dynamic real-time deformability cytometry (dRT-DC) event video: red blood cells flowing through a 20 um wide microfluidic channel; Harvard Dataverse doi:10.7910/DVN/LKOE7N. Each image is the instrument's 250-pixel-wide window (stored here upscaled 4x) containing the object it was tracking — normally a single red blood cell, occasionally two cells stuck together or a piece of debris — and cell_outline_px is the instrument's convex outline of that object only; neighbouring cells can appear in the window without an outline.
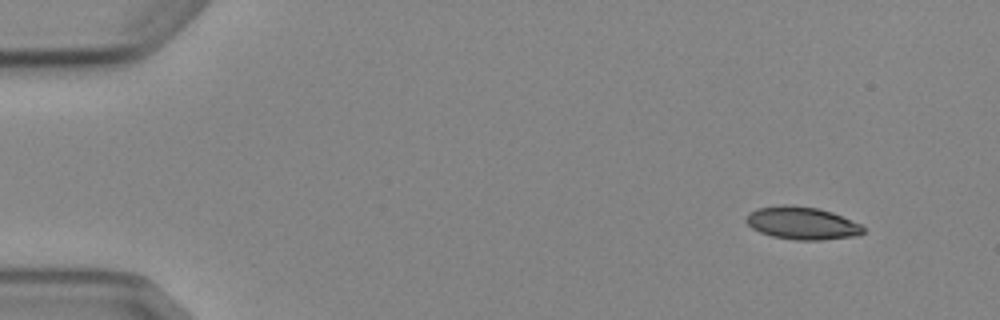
{"species": "Egyptian fruit bat (a non-hibernating species)", "species_latin": "Rousettus aegyptiacus", "temperature_condition": "cold", "stored_images_in_passage": 5, "camera_frame_rate_fps": 3000, "um_per_image_px": 0.085, "animal": {"sex": "female"}, "frame": {"image": 1, "passage_image": 1, "time_ms": 0.0, "image_size_px": [1000, 320], "cell_outline_px": [[864, 232], [856, 236], [820, 240], [796, 240], [772, 236], [760, 232], [752, 228], [744, 220], [748, 212], [756, 208], [780, 204], [784, 204], [820, 208], [832, 212], [860, 224], [864, 228]], "centroid_in_image_um": [68.13, 18.95], "position_along_channel_um": 16.9, "area_um2": 22.43}}
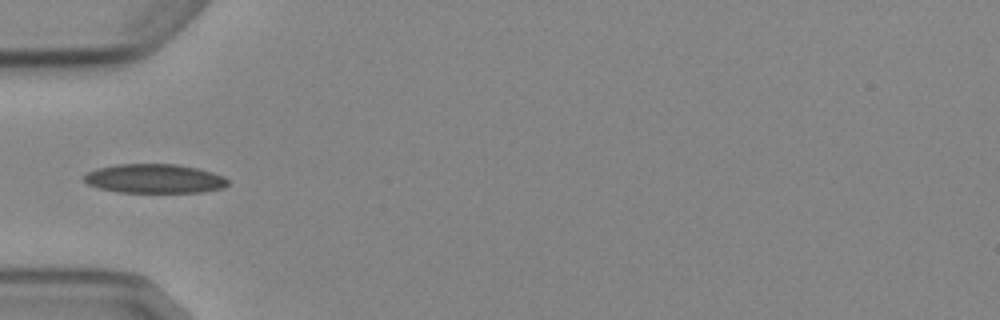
{"frame": {"image": 2, "passage_image": 4, "time_ms": 4.333, "image_size_px": [1000, 320], "cell_outline_px": [[228, 184], [224, 188], [204, 192], [120, 192], [100, 188], [88, 184], [84, 180], [84, 176], [88, 172], [96, 168], [116, 164], [176, 164], [200, 168], [224, 176], [228, 180]], "centroid_in_image_um": [13.17, 15.18], "position_along_channel_um": 71.8, "area_um2": 24.51}}
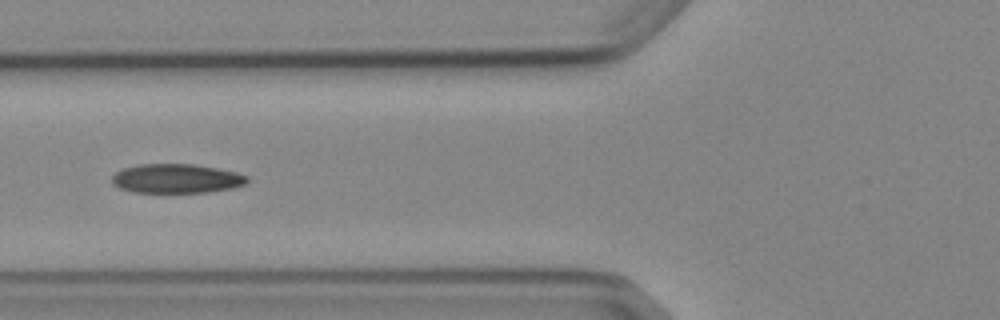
{"frame": {"image": 3, "passage_image": 5, "time_ms": 5.333, "image_size_px": [1000, 320], "cell_outline_px": [[248, 180], [244, 184], [232, 188], [208, 192], [136, 192], [120, 188], [112, 184], [112, 176], [116, 172], [124, 168], [140, 164], [192, 164], [216, 168], [236, 172], [248, 176]], "centroid_in_image_um": [14.99, 15.17], "position_along_channel_um": 110.8, "area_um2": 22.83}}